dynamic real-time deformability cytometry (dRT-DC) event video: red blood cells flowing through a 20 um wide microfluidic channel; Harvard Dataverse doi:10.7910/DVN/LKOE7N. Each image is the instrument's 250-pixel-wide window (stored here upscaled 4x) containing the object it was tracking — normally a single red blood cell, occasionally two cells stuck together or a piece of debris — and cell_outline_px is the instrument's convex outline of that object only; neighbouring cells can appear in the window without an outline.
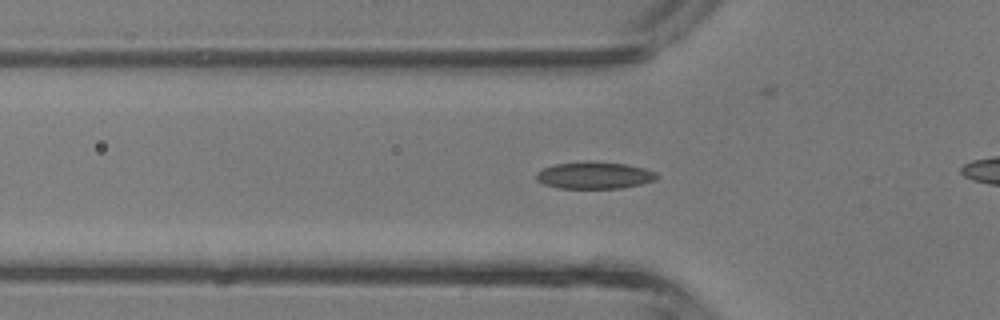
{"species": "common noctule bat (a hibernating species)", "species_latin": "Nyctalus noctula", "temperature_condition": "room temperature", "stored_images_in_passage": 23, "camera_frame_rate_fps": 3000, "um_per_image_px": 0.085, "animal": {"sex": "male", "body_mass_g": 13.3}, "frame": {"image": 1, "passage_image": 3, "time_ms": 0.667, "image_size_px": [1000, 320], "cell_outline_px": [[660, 176], [656, 180], [640, 184], [620, 188], [556, 188], [544, 184], [536, 180], [536, 172], [544, 168], [556, 164], [628, 164], [644, 168], [656, 172]], "centroid_in_image_um": [50.55, 14.95], "position_along_channel_um": 75.2, "area_um2": 18.15}}
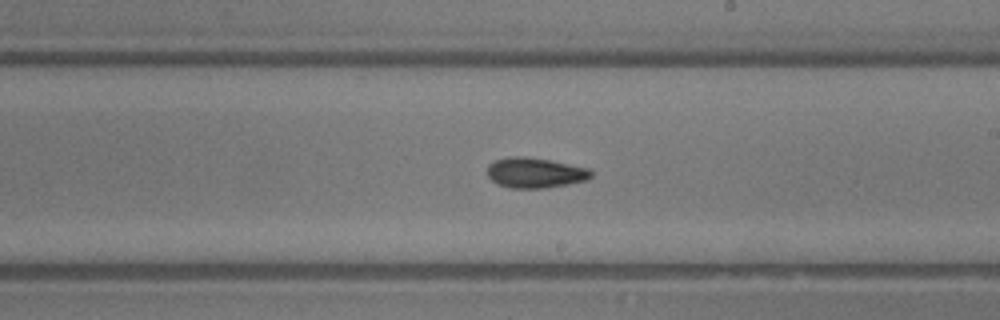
{"frame": {"image": 2, "passage_image": 13, "time_ms": 4.0, "image_size_px": [1000, 320], "cell_outline_px": [[592, 176], [588, 180], [568, 184], [544, 188], [508, 188], [496, 184], [488, 176], [488, 164], [496, 160], [512, 156], [520, 156], [548, 160], [588, 168], [592, 172]], "centroid_in_image_um": [45.47, 14.7], "position_along_channel_um": 243.5, "area_um2": 18.21}}
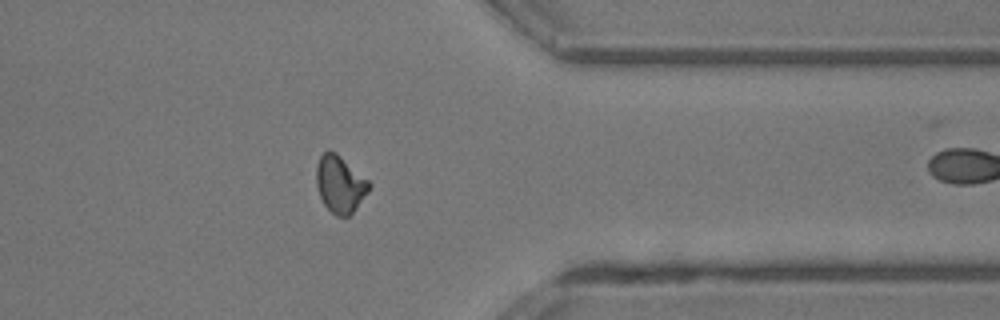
{"frame": {"image": 3, "passage_image": 22, "time_ms": 7.0, "image_size_px": [1000, 320], "cell_outline_px": [[372, 184], [368, 192], [352, 212], [348, 216], [336, 216], [324, 204], [320, 196], [316, 184], [316, 164], [320, 156], [328, 148], [336, 152], [368, 180]], "centroid_in_image_um": [28.88, 15.62], "position_along_channel_um": 382.5, "area_um2": 17.46}}